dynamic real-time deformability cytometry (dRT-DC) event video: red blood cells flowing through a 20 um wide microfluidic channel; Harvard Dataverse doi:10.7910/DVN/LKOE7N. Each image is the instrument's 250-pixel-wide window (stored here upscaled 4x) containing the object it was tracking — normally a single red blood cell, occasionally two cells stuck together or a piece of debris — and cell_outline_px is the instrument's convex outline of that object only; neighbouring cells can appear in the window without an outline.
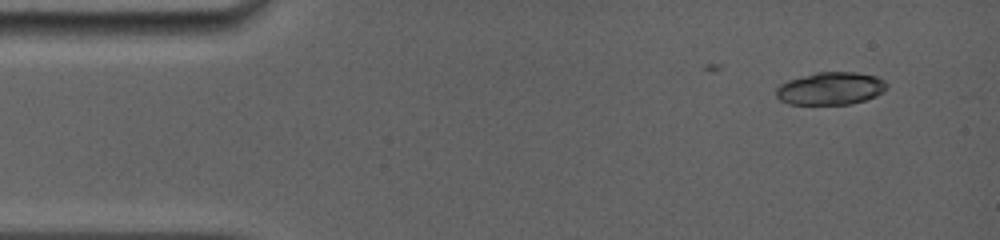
{"species": "common noctule bat (a hibernating species)", "species_latin": "Nyctalus noctula", "temperature_condition": "room temperature", "stored_images_in_passage": 5, "camera_frame_rate_fps": 5000, "um_per_image_px": 0.085, "animal": {"sex": "female", "body_mass_g": 19.0, "forearm_length_mm": 56.7}, "frame": {"image": 1, "passage_image": 1, "time_ms": 0.0, "image_size_px": [1000, 240], "cell_outline_px": [[888, 88], [884, 92], [876, 96], [864, 100], [848, 104], [788, 104], [780, 100], [776, 96], [776, 88], [780, 84], [788, 80], [816, 72], [856, 72], [876, 76], [884, 80], [888, 84]], "centroid_in_image_um": [70.61, 7.51], "position_along_channel_um": 14.4, "area_um2": 21.15}}